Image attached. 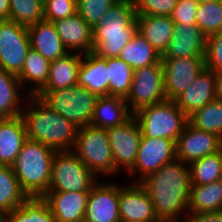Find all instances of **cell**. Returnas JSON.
I'll list each match as a JSON object with an SVG mask.
<instances>
[{
    "label": "cell",
    "instance_id": "obj_42",
    "mask_svg": "<svg viewBox=\"0 0 222 222\" xmlns=\"http://www.w3.org/2000/svg\"><path fill=\"white\" fill-rule=\"evenodd\" d=\"M198 2L195 0H178L170 17L174 23L196 24Z\"/></svg>",
    "mask_w": 222,
    "mask_h": 222
},
{
    "label": "cell",
    "instance_id": "obj_13",
    "mask_svg": "<svg viewBox=\"0 0 222 222\" xmlns=\"http://www.w3.org/2000/svg\"><path fill=\"white\" fill-rule=\"evenodd\" d=\"M167 100L174 101L203 70L205 57L161 58Z\"/></svg>",
    "mask_w": 222,
    "mask_h": 222
},
{
    "label": "cell",
    "instance_id": "obj_10",
    "mask_svg": "<svg viewBox=\"0 0 222 222\" xmlns=\"http://www.w3.org/2000/svg\"><path fill=\"white\" fill-rule=\"evenodd\" d=\"M27 27L11 20L0 21V67L18 75L30 50Z\"/></svg>",
    "mask_w": 222,
    "mask_h": 222
},
{
    "label": "cell",
    "instance_id": "obj_6",
    "mask_svg": "<svg viewBox=\"0 0 222 222\" xmlns=\"http://www.w3.org/2000/svg\"><path fill=\"white\" fill-rule=\"evenodd\" d=\"M36 96L77 127L91 125L98 96L85 87L75 85L58 90L39 91Z\"/></svg>",
    "mask_w": 222,
    "mask_h": 222
},
{
    "label": "cell",
    "instance_id": "obj_20",
    "mask_svg": "<svg viewBox=\"0 0 222 222\" xmlns=\"http://www.w3.org/2000/svg\"><path fill=\"white\" fill-rule=\"evenodd\" d=\"M53 24L69 52L87 54L94 51L92 28L77 12L68 18L54 21Z\"/></svg>",
    "mask_w": 222,
    "mask_h": 222
},
{
    "label": "cell",
    "instance_id": "obj_45",
    "mask_svg": "<svg viewBox=\"0 0 222 222\" xmlns=\"http://www.w3.org/2000/svg\"><path fill=\"white\" fill-rule=\"evenodd\" d=\"M215 82H216V96L217 99L222 100V70L215 71Z\"/></svg>",
    "mask_w": 222,
    "mask_h": 222
},
{
    "label": "cell",
    "instance_id": "obj_12",
    "mask_svg": "<svg viewBox=\"0 0 222 222\" xmlns=\"http://www.w3.org/2000/svg\"><path fill=\"white\" fill-rule=\"evenodd\" d=\"M107 133L115 168L128 172L136 162L142 137L136 118L132 116L122 125L108 128Z\"/></svg>",
    "mask_w": 222,
    "mask_h": 222
},
{
    "label": "cell",
    "instance_id": "obj_8",
    "mask_svg": "<svg viewBox=\"0 0 222 222\" xmlns=\"http://www.w3.org/2000/svg\"><path fill=\"white\" fill-rule=\"evenodd\" d=\"M97 179L73 151L55 152L47 192L90 191Z\"/></svg>",
    "mask_w": 222,
    "mask_h": 222
},
{
    "label": "cell",
    "instance_id": "obj_19",
    "mask_svg": "<svg viewBox=\"0 0 222 222\" xmlns=\"http://www.w3.org/2000/svg\"><path fill=\"white\" fill-rule=\"evenodd\" d=\"M216 98L214 71L205 69L174 101L189 116Z\"/></svg>",
    "mask_w": 222,
    "mask_h": 222
},
{
    "label": "cell",
    "instance_id": "obj_44",
    "mask_svg": "<svg viewBox=\"0 0 222 222\" xmlns=\"http://www.w3.org/2000/svg\"><path fill=\"white\" fill-rule=\"evenodd\" d=\"M10 0H0V21L9 20Z\"/></svg>",
    "mask_w": 222,
    "mask_h": 222
},
{
    "label": "cell",
    "instance_id": "obj_4",
    "mask_svg": "<svg viewBox=\"0 0 222 222\" xmlns=\"http://www.w3.org/2000/svg\"><path fill=\"white\" fill-rule=\"evenodd\" d=\"M53 149L27 139L16 156L12 169L28 197H42L49 188Z\"/></svg>",
    "mask_w": 222,
    "mask_h": 222
},
{
    "label": "cell",
    "instance_id": "obj_5",
    "mask_svg": "<svg viewBox=\"0 0 222 222\" xmlns=\"http://www.w3.org/2000/svg\"><path fill=\"white\" fill-rule=\"evenodd\" d=\"M133 116L139 124L142 137L166 138L175 143L188 123V116L176 102L167 99L142 107Z\"/></svg>",
    "mask_w": 222,
    "mask_h": 222
},
{
    "label": "cell",
    "instance_id": "obj_21",
    "mask_svg": "<svg viewBox=\"0 0 222 222\" xmlns=\"http://www.w3.org/2000/svg\"><path fill=\"white\" fill-rule=\"evenodd\" d=\"M27 30L31 49L50 62L70 53L61 41L53 22L41 20L28 26Z\"/></svg>",
    "mask_w": 222,
    "mask_h": 222
},
{
    "label": "cell",
    "instance_id": "obj_38",
    "mask_svg": "<svg viewBox=\"0 0 222 222\" xmlns=\"http://www.w3.org/2000/svg\"><path fill=\"white\" fill-rule=\"evenodd\" d=\"M116 1L117 0H77V13L93 28Z\"/></svg>",
    "mask_w": 222,
    "mask_h": 222
},
{
    "label": "cell",
    "instance_id": "obj_3",
    "mask_svg": "<svg viewBox=\"0 0 222 222\" xmlns=\"http://www.w3.org/2000/svg\"><path fill=\"white\" fill-rule=\"evenodd\" d=\"M134 0H117L92 28L94 53L102 58L118 57L137 31Z\"/></svg>",
    "mask_w": 222,
    "mask_h": 222
},
{
    "label": "cell",
    "instance_id": "obj_36",
    "mask_svg": "<svg viewBox=\"0 0 222 222\" xmlns=\"http://www.w3.org/2000/svg\"><path fill=\"white\" fill-rule=\"evenodd\" d=\"M196 26L206 37L222 31V0L200 2L196 13Z\"/></svg>",
    "mask_w": 222,
    "mask_h": 222
},
{
    "label": "cell",
    "instance_id": "obj_31",
    "mask_svg": "<svg viewBox=\"0 0 222 222\" xmlns=\"http://www.w3.org/2000/svg\"><path fill=\"white\" fill-rule=\"evenodd\" d=\"M27 198L12 166L0 165V216L5 217Z\"/></svg>",
    "mask_w": 222,
    "mask_h": 222
},
{
    "label": "cell",
    "instance_id": "obj_26",
    "mask_svg": "<svg viewBox=\"0 0 222 222\" xmlns=\"http://www.w3.org/2000/svg\"><path fill=\"white\" fill-rule=\"evenodd\" d=\"M82 55L70 52L62 58L51 61L47 83L40 91H52L77 85Z\"/></svg>",
    "mask_w": 222,
    "mask_h": 222
},
{
    "label": "cell",
    "instance_id": "obj_41",
    "mask_svg": "<svg viewBox=\"0 0 222 222\" xmlns=\"http://www.w3.org/2000/svg\"><path fill=\"white\" fill-rule=\"evenodd\" d=\"M204 57L206 69L222 70V31L207 37Z\"/></svg>",
    "mask_w": 222,
    "mask_h": 222
},
{
    "label": "cell",
    "instance_id": "obj_11",
    "mask_svg": "<svg viewBox=\"0 0 222 222\" xmlns=\"http://www.w3.org/2000/svg\"><path fill=\"white\" fill-rule=\"evenodd\" d=\"M175 159L176 145L173 140L141 137L136 162L127 173L131 176L139 173L140 178L136 182H141Z\"/></svg>",
    "mask_w": 222,
    "mask_h": 222
},
{
    "label": "cell",
    "instance_id": "obj_37",
    "mask_svg": "<svg viewBox=\"0 0 222 222\" xmlns=\"http://www.w3.org/2000/svg\"><path fill=\"white\" fill-rule=\"evenodd\" d=\"M9 20L26 27L44 20L43 0H10Z\"/></svg>",
    "mask_w": 222,
    "mask_h": 222
},
{
    "label": "cell",
    "instance_id": "obj_15",
    "mask_svg": "<svg viewBox=\"0 0 222 222\" xmlns=\"http://www.w3.org/2000/svg\"><path fill=\"white\" fill-rule=\"evenodd\" d=\"M119 212L121 222H161L147 190L140 182L120 185Z\"/></svg>",
    "mask_w": 222,
    "mask_h": 222
},
{
    "label": "cell",
    "instance_id": "obj_9",
    "mask_svg": "<svg viewBox=\"0 0 222 222\" xmlns=\"http://www.w3.org/2000/svg\"><path fill=\"white\" fill-rule=\"evenodd\" d=\"M166 100L161 61L134 70L130 92L125 99L132 113Z\"/></svg>",
    "mask_w": 222,
    "mask_h": 222
},
{
    "label": "cell",
    "instance_id": "obj_18",
    "mask_svg": "<svg viewBox=\"0 0 222 222\" xmlns=\"http://www.w3.org/2000/svg\"><path fill=\"white\" fill-rule=\"evenodd\" d=\"M90 191L46 192L42 198L57 222H80L85 218Z\"/></svg>",
    "mask_w": 222,
    "mask_h": 222
},
{
    "label": "cell",
    "instance_id": "obj_33",
    "mask_svg": "<svg viewBox=\"0 0 222 222\" xmlns=\"http://www.w3.org/2000/svg\"><path fill=\"white\" fill-rule=\"evenodd\" d=\"M188 123L194 128L211 132L222 138V100L215 99L188 116Z\"/></svg>",
    "mask_w": 222,
    "mask_h": 222
},
{
    "label": "cell",
    "instance_id": "obj_16",
    "mask_svg": "<svg viewBox=\"0 0 222 222\" xmlns=\"http://www.w3.org/2000/svg\"><path fill=\"white\" fill-rule=\"evenodd\" d=\"M120 186L96 182L87 201L86 222H121L119 212Z\"/></svg>",
    "mask_w": 222,
    "mask_h": 222
},
{
    "label": "cell",
    "instance_id": "obj_39",
    "mask_svg": "<svg viewBox=\"0 0 222 222\" xmlns=\"http://www.w3.org/2000/svg\"><path fill=\"white\" fill-rule=\"evenodd\" d=\"M44 20L54 22L77 12V0H43Z\"/></svg>",
    "mask_w": 222,
    "mask_h": 222
},
{
    "label": "cell",
    "instance_id": "obj_2",
    "mask_svg": "<svg viewBox=\"0 0 222 222\" xmlns=\"http://www.w3.org/2000/svg\"><path fill=\"white\" fill-rule=\"evenodd\" d=\"M27 109L23 107L27 138L38 141L56 152L72 151L79 127L52 110L41 98L28 95ZM30 107V108H28Z\"/></svg>",
    "mask_w": 222,
    "mask_h": 222
},
{
    "label": "cell",
    "instance_id": "obj_1",
    "mask_svg": "<svg viewBox=\"0 0 222 222\" xmlns=\"http://www.w3.org/2000/svg\"><path fill=\"white\" fill-rule=\"evenodd\" d=\"M140 183L147 190L155 214L161 222L184 220L182 216L186 212L188 214L191 186L190 169L187 163L175 159L164 164L157 172L147 176Z\"/></svg>",
    "mask_w": 222,
    "mask_h": 222
},
{
    "label": "cell",
    "instance_id": "obj_30",
    "mask_svg": "<svg viewBox=\"0 0 222 222\" xmlns=\"http://www.w3.org/2000/svg\"><path fill=\"white\" fill-rule=\"evenodd\" d=\"M118 57L133 70L158 64L161 61V56L137 31L127 45L123 47Z\"/></svg>",
    "mask_w": 222,
    "mask_h": 222
},
{
    "label": "cell",
    "instance_id": "obj_46",
    "mask_svg": "<svg viewBox=\"0 0 222 222\" xmlns=\"http://www.w3.org/2000/svg\"><path fill=\"white\" fill-rule=\"evenodd\" d=\"M195 1H197L198 3H200V2H208V1H213V0H195Z\"/></svg>",
    "mask_w": 222,
    "mask_h": 222
},
{
    "label": "cell",
    "instance_id": "obj_40",
    "mask_svg": "<svg viewBox=\"0 0 222 222\" xmlns=\"http://www.w3.org/2000/svg\"><path fill=\"white\" fill-rule=\"evenodd\" d=\"M137 15L170 16L178 0H134Z\"/></svg>",
    "mask_w": 222,
    "mask_h": 222
},
{
    "label": "cell",
    "instance_id": "obj_24",
    "mask_svg": "<svg viewBox=\"0 0 222 222\" xmlns=\"http://www.w3.org/2000/svg\"><path fill=\"white\" fill-rule=\"evenodd\" d=\"M27 139L21 115L0 119V165L12 166Z\"/></svg>",
    "mask_w": 222,
    "mask_h": 222
},
{
    "label": "cell",
    "instance_id": "obj_17",
    "mask_svg": "<svg viewBox=\"0 0 222 222\" xmlns=\"http://www.w3.org/2000/svg\"><path fill=\"white\" fill-rule=\"evenodd\" d=\"M207 37L196 24L174 23V32L161 58L204 57Z\"/></svg>",
    "mask_w": 222,
    "mask_h": 222
},
{
    "label": "cell",
    "instance_id": "obj_34",
    "mask_svg": "<svg viewBox=\"0 0 222 222\" xmlns=\"http://www.w3.org/2000/svg\"><path fill=\"white\" fill-rule=\"evenodd\" d=\"M191 185H205L222 179V150L189 165Z\"/></svg>",
    "mask_w": 222,
    "mask_h": 222
},
{
    "label": "cell",
    "instance_id": "obj_47",
    "mask_svg": "<svg viewBox=\"0 0 222 222\" xmlns=\"http://www.w3.org/2000/svg\"><path fill=\"white\" fill-rule=\"evenodd\" d=\"M0 222H6L5 217L0 216Z\"/></svg>",
    "mask_w": 222,
    "mask_h": 222
},
{
    "label": "cell",
    "instance_id": "obj_14",
    "mask_svg": "<svg viewBox=\"0 0 222 222\" xmlns=\"http://www.w3.org/2000/svg\"><path fill=\"white\" fill-rule=\"evenodd\" d=\"M175 145L176 159L190 165L207 155L221 151L222 138L211 132L198 130L187 123Z\"/></svg>",
    "mask_w": 222,
    "mask_h": 222
},
{
    "label": "cell",
    "instance_id": "obj_7",
    "mask_svg": "<svg viewBox=\"0 0 222 222\" xmlns=\"http://www.w3.org/2000/svg\"><path fill=\"white\" fill-rule=\"evenodd\" d=\"M72 151L98 178L119 172L115 168L107 129L93 125L80 127Z\"/></svg>",
    "mask_w": 222,
    "mask_h": 222
},
{
    "label": "cell",
    "instance_id": "obj_43",
    "mask_svg": "<svg viewBox=\"0 0 222 222\" xmlns=\"http://www.w3.org/2000/svg\"><path fill=\"white\" fill-rule=\"evenodd\" d=\"M182 222H222V210L208 213H188Z\"/></svg>",
    "mask_w": 222,
    "mask_h": 222
},
{
    "label": "cell",
    "instance_id": "obj_25",
    "mask_svg": "<svg viewBox=\"0 0 222 222\" xmlns=\"http://www.w3.org/2000/svg\"><path fill=\"white\" fill-rule=\"evenodd\" d=\"M133 116L125 99L118 96L97 98L91 125L108 129L119 126Z\"/></svg>",
    "mask_w": 222,
    "mask_h": 222
},
{
    "label": "cell",
    "instance_id": "obj_28",
    "mask_svg": "<svg viewBox=\"0 0 222 222\" xmlns=\"http://www.w3.org/2000/svg\"><path fill=\"white\" fill-rule=\"evenodd\" d=\"M222 210V179L205 185H191L188 213H208Z\"/></svg>",
    "mask_w": 222,
    "mask_h": 222
},
{
    "label": "cell",
    "instance_id": "obj_22",
    "mask_svg": "<svg viewBox=\"0 0 222 222\" xmlns=\"http://www.w3.org/2000/svg\"><path fill=\"white\" fill-rule=\"evenodd\" d=\"M77 85L85 87L98 97L109 95L107 58L91 52L82 55Z\"/></svg>",
    "mask_w": 222,
    "mask_h": 222
},
{
    "label": "cell",
    "instance_id": "obj_27",
    "mask_svg": "<svg viewBox=\"0 0 222 222\" xmlns=\"http://www.w3.org/2000/svg\"><path fill=\"white\" fill-rule=\"evenodd\" d=\"M50 70V61L37 51L30 48L27 52L21 72L17 75L22 87L31 83L26 95H36L47 83ZM26 85V86H25Z\"/></svg>",
    "mask_w": 222,
    "mask_h": 222
},
{
    "label": "cell",
    "instance_id": "obj_35",
    "mask_svg": "<svg viewBox=\"0 0 222 222\" xmlns=\"http://www.w3.org/2000/svg\"><path fill=\"white\" fill-rule=\"evenodd\" d=\"M109 95L126 99L132 84L134 70L119 57L107 58Z\"/></svg>",
    "mask_w": 222,
    "mask_h": 222
},
{
    "label": "cell",
    "instance_id": "obj_32",
    "mask_svg": "<svg viewBox=\"0 0 222 222\" xmlns=\"http://www.w3.org/2000/svg\"><path fill=\"white\" fill-rule=\"evenodd\" d=\"M6 222H57L42 197H28L5 216Z\"/></svg>",
    "mask_w": 222,
    "mask_h": 222
},
{
    "label": "cell",
    "instance_id": "obj_23",
    "mask_svg": "<svg viewBox=\"0 0 222 222\" xmlns=\"http://www.w3.org/2000/svg\"><path fill=\"white\" fill-rule=\"evenodd\" d=\"M136 23L137 32L162 56L173 36L172 18L164 15H137Z\"/></svg>",
    "mask_w": 222,
    "mask_h": 222
},
{
    "label": "cell",
    "instance_id": "obj_29",
    "mask_svg": "<svg viewBox=\"0 0 222 222\" xmlns=\"http://www.w3.org/2000/svg\"><path fill=\"white\" fill-rule=\"evenodd\" d=\"M21 88L23 87L18 76L0 67V119L21 115L23 110V99L19 93Z\"/></svg>",
    "mask_w": 222,
    "mask_h": 222
}]
</instances>
